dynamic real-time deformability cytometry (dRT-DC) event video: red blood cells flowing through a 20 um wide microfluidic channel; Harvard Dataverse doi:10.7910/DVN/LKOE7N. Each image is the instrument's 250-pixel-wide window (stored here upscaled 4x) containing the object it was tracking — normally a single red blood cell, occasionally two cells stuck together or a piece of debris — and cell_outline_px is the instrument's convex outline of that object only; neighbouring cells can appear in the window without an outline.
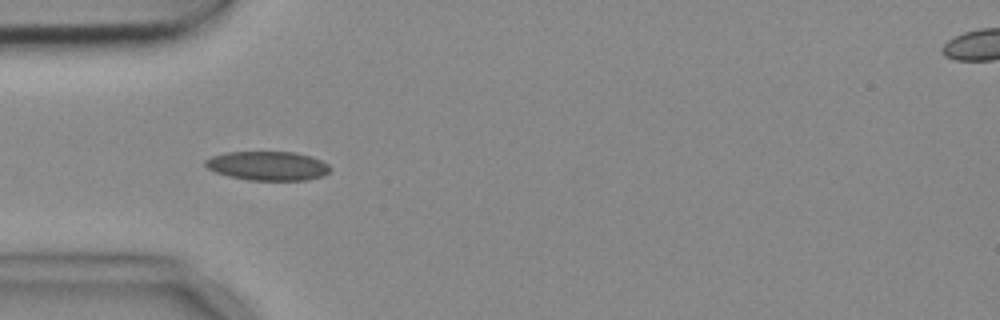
{"species": "common noctule bat (a hibernating species)", "species_latin": "Nyctalus noctula", "temperature_condition": "cold", "stored_images_in_passage": 5, "camera_frame_rate_fps": 3000, "um_per_image_px": 0.085, "animal": {"sex": "female", "body_mass_g": 18.4}, "frame": {"image": 1, "passage_image": 4, "time_ms": 1.0, "image_size_px": [1000, 320], "cell_outline_px": [[332, 168], [324, 176], [308, 180], [248, 180], [228, 176], [216, 172], [208, 168], [204, 164], [204, 160], [212, 156], [224, 152], [296, 152], [312, 156], [328, 164]], "centroid_in_image_um": [22.77, 14.09], "position_along_channel_um": 62.2, "area_um2": 21.33}}